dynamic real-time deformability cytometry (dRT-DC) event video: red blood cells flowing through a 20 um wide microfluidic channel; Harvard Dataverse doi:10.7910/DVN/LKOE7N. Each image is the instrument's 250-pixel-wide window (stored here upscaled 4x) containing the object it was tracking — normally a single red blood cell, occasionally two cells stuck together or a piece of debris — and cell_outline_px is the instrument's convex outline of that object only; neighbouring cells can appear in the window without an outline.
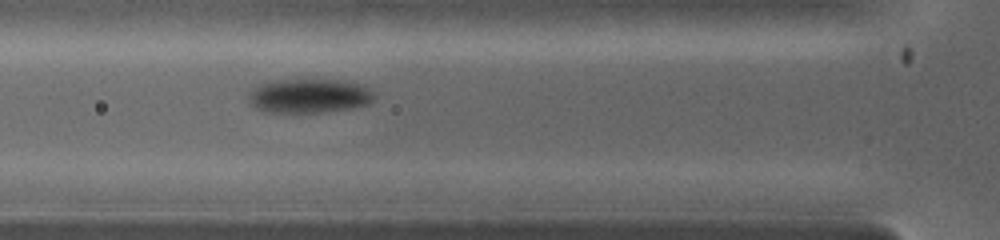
{"species": "common noctule bat (a hibernating species)", "species_latin": "Nyctalus noctula", "temperature_condition": "warm", "stored_images_in_passage": 27, "camera_frame_rate_fps": 5000, "um_per_image_px": 0.085, "animal": {"sex": "female", "body_mass_g": 19.0, "forearm_length_mm": 53.3}, "frame": {"image": 1, "passage_image": 8, "time_ms": 2.4, "image_size_px": [1000, 240], "cell_outline_px": [[372, 100], [368, 104], [348, 108], [320, 112], [268, 112], [256, 108], [248, 100], [248, 96], [260, 84], [276, 80], [340, 80], [356, 84], [368, 88], [372, 92]], "centroid_in_image_um": [26.25, 8.15], "position_along_channel_um": 99.6, "area_um2": 24.33}}
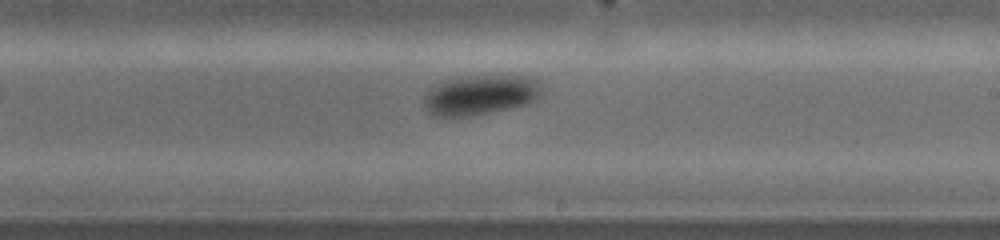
{"frame": {"image": 2, "passage_image": 16, "time_ms": 5.0, "image_size_px": [1000, 240], "cell_outline_px": [[544, 92], [540, 96], [524, 104], [488, 112], [468, 116], [432, 116], [428, 112], [424, 104], [424, 96], [432, 88], [444, 80], [476, 76], [520, 76], [532, 80], [540, 84]], "centroid_in_image_um": [40.79, 8.08], "position_along_channel_um": 248.2, "area_um2": 26.59}}
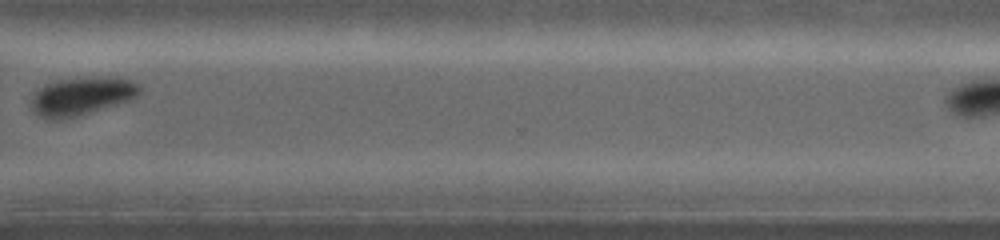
{"frame": {"image": 3, "passage_image": 22, "time_ms": 7.0, "image_size_px": [1000, 240], "cell_outline_px": [[140, 92], [136, 96], [128, 100], [116, 104], [76, 116], [56, 120], [48, 120], [32, 112], [28, 104], [32, 96], [44, 84], [56, 80], [88, 76], [120, 76], [132, 80], [140, 84]], "centroid_in_image_um": [6.9, 8.14], "position_along_channel_um": 363.7, "area_um2": 24.62}}